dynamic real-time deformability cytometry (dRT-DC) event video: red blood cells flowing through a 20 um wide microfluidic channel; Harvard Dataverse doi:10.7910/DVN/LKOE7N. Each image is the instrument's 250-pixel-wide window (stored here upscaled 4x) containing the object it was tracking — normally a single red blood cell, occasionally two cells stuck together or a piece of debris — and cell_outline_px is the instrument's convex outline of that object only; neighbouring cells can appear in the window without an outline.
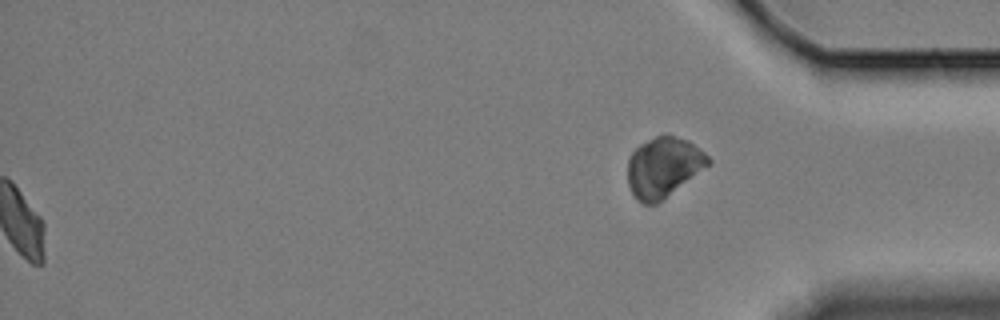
{"species": "Egyptian fruit bat (a non-hibernating species)", "species_latin": "Rousettus aegyptiacus", "temperature_condition": "cold", "stored_images_in_passage": 61, "segment_of_instrument_passage": [2, 2], "camera_frame_rate_fps": 3000, "um_per_image_px": 0.085, "animal": {"sex": "female"}, "frame": {"image": 1, "passage_image": 61, "time_ms": 20.0, "image_size_px": [1000, 320], "cell_outline_px": [[712, 164], [656, 204], [640, 204], [636, 200], [628, 184], [628, 160], [632, 152], [640, 144], [656, 136], [676, 136], [688, 140], [704, 152], [712, 160]], "centroid_in_image_um": [56.41, 14.23], "position_along_channel_um": 378.8, "area_um2": 28.21}}